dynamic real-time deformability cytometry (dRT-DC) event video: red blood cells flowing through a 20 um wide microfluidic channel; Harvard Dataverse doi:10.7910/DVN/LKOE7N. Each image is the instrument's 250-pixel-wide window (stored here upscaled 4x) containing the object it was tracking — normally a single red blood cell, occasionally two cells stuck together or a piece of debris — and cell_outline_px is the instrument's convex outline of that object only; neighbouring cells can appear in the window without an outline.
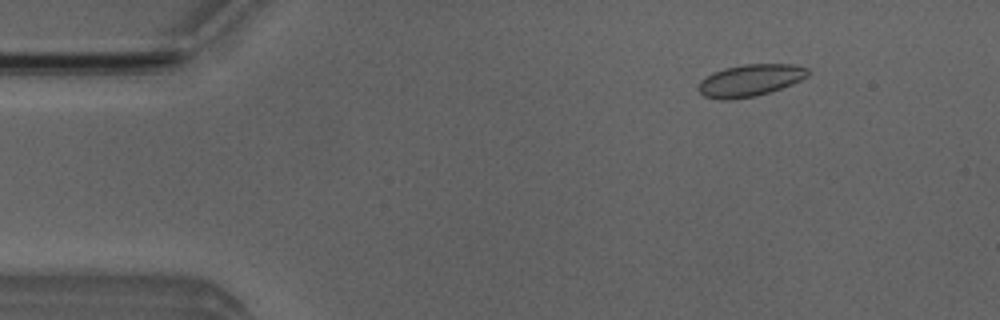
{"species": "Egyptian fruit bat (a non-hibernating species)", "species_latin": "Rousettus aegyptiacus", "temperature_condition": "room temperature", "stored_images_in_passage": 52, "camera_frame_rate_fps": 3000, "um_per_image_px": 0.085, "animal": {"sex": "male"}, "frame": {"image": 1, "passage_image": 7, "time_ms": 2.0, "image_size_px": [1000, 320], "cell_outline_px": [[808, 76], [792, 84], [756, 96], [728, 100], [720, 100], [704, 96], [696, 88], [700, 80], [712, 72], [724, 68], [744, 64], [792, 64], [808, 68]], "centroid_in_image_um": [63.71, 6.83], "position_along_channel_um": 21.3, "area_um2": 20.46}}
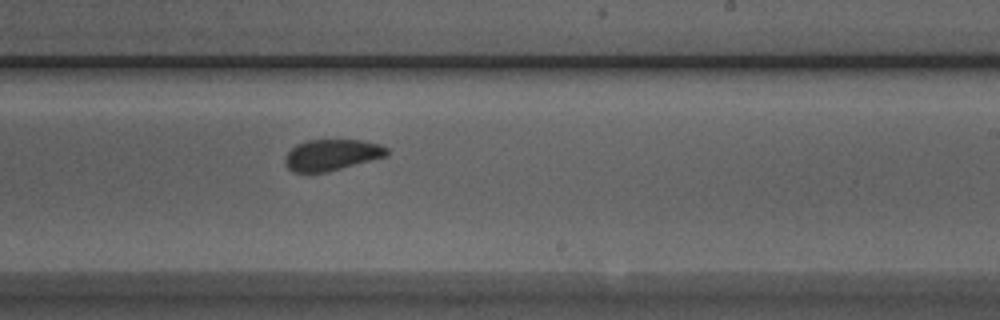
{"frame": {"image": 2, "passage_image": 31, "time_ms": 10.0, "image_size_px": [1000, 320], "cell_outline_px": [[388, 156], [328, 172], [292, 172], [284, 164], [284, 156], [296, 144], [308, 140], [360, 140], [380, 144], [388, 148]], "centroid_in_image_um": [28.2, 13.17], "position_along_channel_um": 260.8, "area_um2": 18.67}}
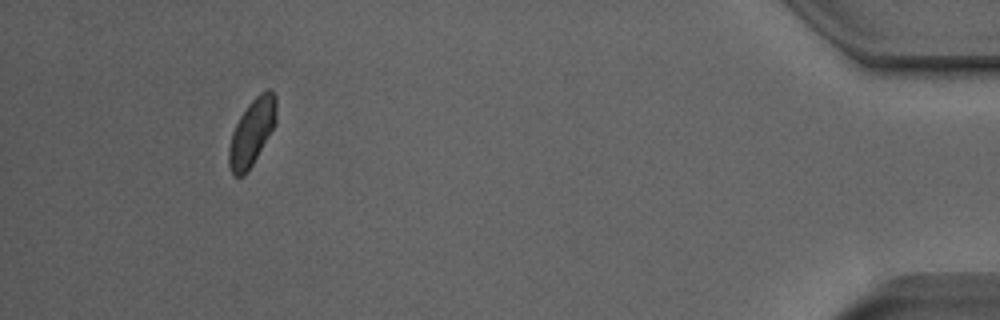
{"frame": {"image": 3, "passage_image": 48, "time_ms": 15.667, "image_size_px": [1000, 320], "cell_outline_px": [[276, 124], [252, 164], [244, 176], [232, 176], [228, 164], [228, 148], [232, 132], [240, 116], [248, 104], [260, 92], [268, 88], [272, 88], [276, 96]], "centroid_in_image_um": [21.41, 11.22], "position_along_channel_um": 413.8, "area_um2": 18.5}, "authors_computed_cell_mechanics": {"area_um2": 19.1318, "velocity_mm_per_s": 3.9586, "shape_relaxation_time_tau1_ms": 4.7329, "shape_relaxation_time_tau2_ms": 0.9229, "deformation_change_tau1": 0.0825, "deformation_change_tau2": 0.0533}}